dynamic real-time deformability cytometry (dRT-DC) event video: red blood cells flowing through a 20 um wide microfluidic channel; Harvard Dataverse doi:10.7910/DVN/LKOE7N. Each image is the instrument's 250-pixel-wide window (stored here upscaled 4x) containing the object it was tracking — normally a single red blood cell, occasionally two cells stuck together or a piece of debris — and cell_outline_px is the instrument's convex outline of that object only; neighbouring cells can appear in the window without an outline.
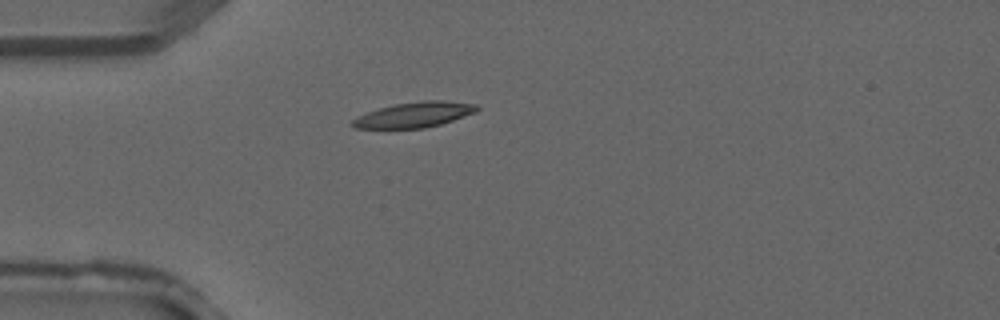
{"species": "common noctule bat (a hibernating species)", "species_latin": "Nyctalus noctula", "temperature_condition": "warm", "stored_images_in_passage": 4, "camera_frame_rate_fps": 3000, "um_per_image_px": 0.085, "animal": {"sex": "male", "forearm_length_mm": 52.5}, "frame": {"image": 1, "passage_image": 4, "time_ms": 1.0, "image_size_px": [1000, 320], "cell_outline_px": [[480, 108], [476, 112], [440, 124], [424, 128], [356, 128], [348, 124], [352, 120], [368, 112], [392, 104], [424, 100], [444, 100], [476, 104]], "centroid_in_image_um": [35.23, 9.74], "position_along_channel_um": 49.8, "area_um2": 18.26}}